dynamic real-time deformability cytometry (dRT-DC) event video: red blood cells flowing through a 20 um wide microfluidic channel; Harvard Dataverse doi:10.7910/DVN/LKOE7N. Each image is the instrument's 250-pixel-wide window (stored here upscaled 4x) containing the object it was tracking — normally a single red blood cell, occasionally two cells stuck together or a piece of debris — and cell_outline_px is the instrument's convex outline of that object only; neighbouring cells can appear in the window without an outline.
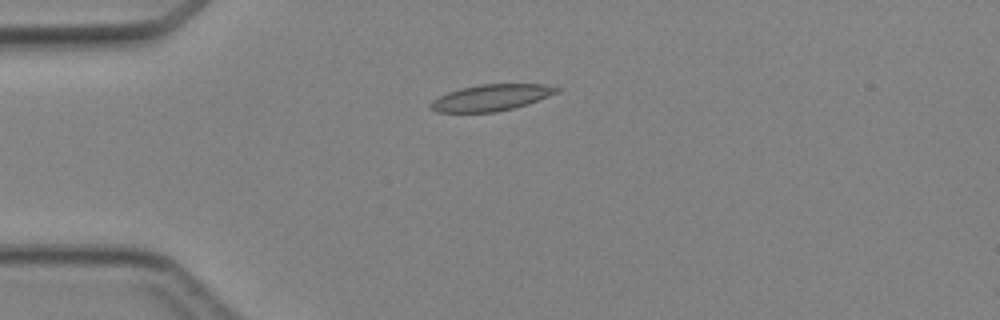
{"species": "Egyptian fruit bat (a non-hibernating species)", "species_latin": "Rousettus aegyptiacus", "temperature_condition": "cold", "stored_images_in_passage": 4, "camera_frame_rate_fps": 3000, "um_per_image_px": 0.085, "animal": {"sex": "female"}, "frame": {"image": 1, "passage_image": 4, "time_ms": 4.333, "image_size_px": [1000, 320], "cell_outline_px": [[564, 88], [560, 92], [512, 108], [496, 112], [436, 112], [428, 108], [428, 104], [432, 100], [448, 92], [460, 88], [480, 84], [548, 84]], "centroid_in_image_um": [41.74, 8.29], "position_along_channel_um": 43.3, "area_um2": 19.42}}